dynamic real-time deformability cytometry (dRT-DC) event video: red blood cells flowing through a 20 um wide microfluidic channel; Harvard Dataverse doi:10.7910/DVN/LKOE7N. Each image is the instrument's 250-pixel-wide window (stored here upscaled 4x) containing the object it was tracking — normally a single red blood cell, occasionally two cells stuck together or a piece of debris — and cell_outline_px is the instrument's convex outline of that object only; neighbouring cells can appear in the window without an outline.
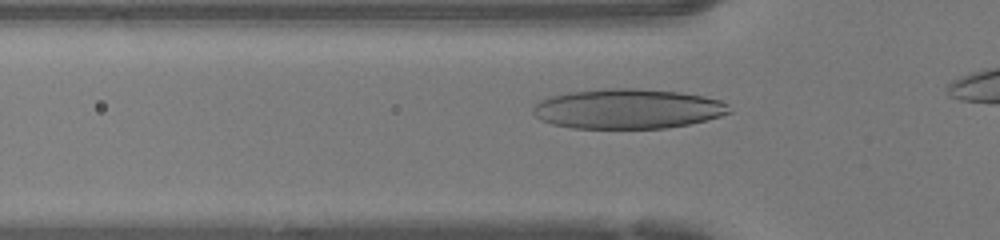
{"species": "human", "species_latin": "Homo sapiens", "temperature_condition": "warm", "stored_images_in_passage": 21, "camera_frame_rate_fps": 3000, "um_per_image_px": 0.085, "donor": {"sex": "female"}, "frame": {"image": 1, "passage_image": 4, "time_ms": 1.0, "image_size_px": [1000, 240], "cell_outline_px": [[732, 112], [720, 116], [688, 124], [664, 128], [572, 128], [552, 124], [540, 120], [532, 112], [532, 108], [540, 100], [552, 96], [568, 92], [608, 88], [636, 88], [680, 92], [704, 96], [720, 100], [728, 104]], "centroid_in_image_um": [53.34, 9.24], "position_along_channel_um": 72.5, "area_um2": 45.6}}
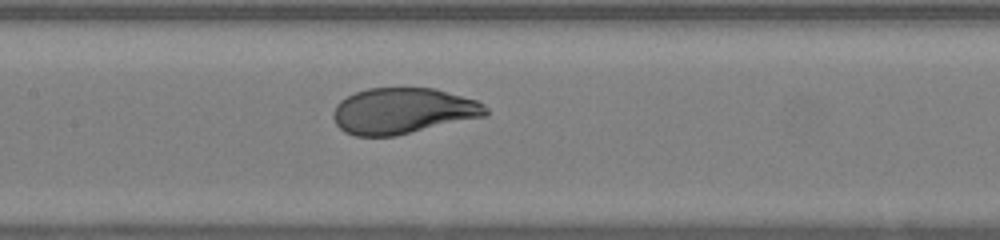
{"frame": {"image": 2, "passage_image": 11, "time_ms": 3.333, "image_size_px": [1000, 240], "cell_outline_px": [[488, 112], [484, 116], [396, 136], [356, 136], [344, 132], [336, 124], [332, 116], [332, 112], [336, 104], [340, 100], [356, 92], [368, 88], [436, 88], [476, 100], [484, 104], [488, 108]], "centroid_in_image_um": [34.22, 9.43], "position_along_channel_um": 173.2, "area_um2": 40.86}}
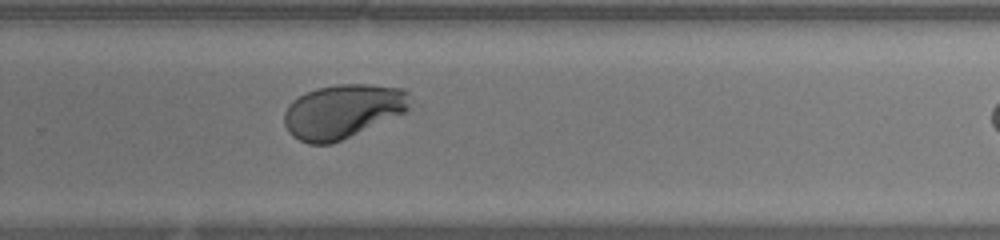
{"frame": {"image": 3, "passage_image": 20, "time_ms": 6.333, "image_size_px": [1000, 240], "cell_outline_px": [[408, 108], [404, 112], [332, 144], [308, 144], [292, 136], [288, 132], [284, 124], [284, 112], [288, 104], [292, 100], [316, 88], [336, 84], [368, 84], [404, 88], [408, 92]], "centroid_in_image_um": [29.07, 9.45], "position_along_channel_um": 300.7, "area_um2": 39.3}}